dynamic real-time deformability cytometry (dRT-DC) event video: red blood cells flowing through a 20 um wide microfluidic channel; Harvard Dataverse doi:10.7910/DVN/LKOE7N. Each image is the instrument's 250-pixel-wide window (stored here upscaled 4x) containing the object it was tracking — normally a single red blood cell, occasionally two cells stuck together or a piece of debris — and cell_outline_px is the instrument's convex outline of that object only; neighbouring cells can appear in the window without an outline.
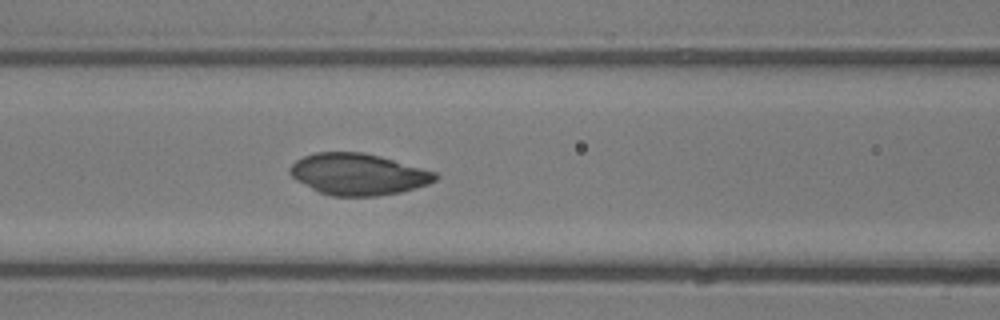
{"species": "common noctule bat (a hibernating species)", "species_latin": "Nyctalus noctula", "temperature_condition": "room temperature", "stored_images_in_passage": 39, "camera_frame_rate_fps": 3000, "um_per_image_px": 0.085, "animal": {"sex": "male", "body_mass_g": 13.3}, "frame": {"image": 1, "passage_image": 11, "time_ms": 3.333, "image_size_px": [1000, 320], "cell_outline_px": [[440, 176], [436, 180], [428, 184], [400, 192], [376, 196], [332, 196], [320, 192], [296, 180], [288, 172], [288, 168], [296, 160], [304, 156], [316, 152], [364, 152], [380, 156], [436, 172]], "centroid_in_image_um": [30.44, 14.8], "position_along_channel_um": 136.2, "area_um2": 35.03}}
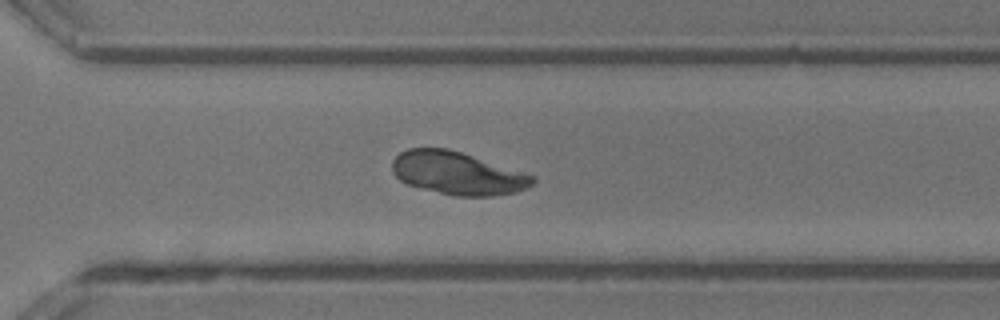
{"frame": {"image": 2, "passage_image": 25, "time_ms": 8.0, "image_size_px": [1000, 320], "cell_outline_px": [[536, 184], [528, 188], [516, 192], [492, 196], [452, 196], [408, 184], [400, 180], [392, 172], [392, 160], [400, 152], [408, 148], [448, 148], [536, 176]], "centroid_in_image_um": [38.91, 14.73], "position_along_channel_um": 331.7, "area_um2": 35.14}}
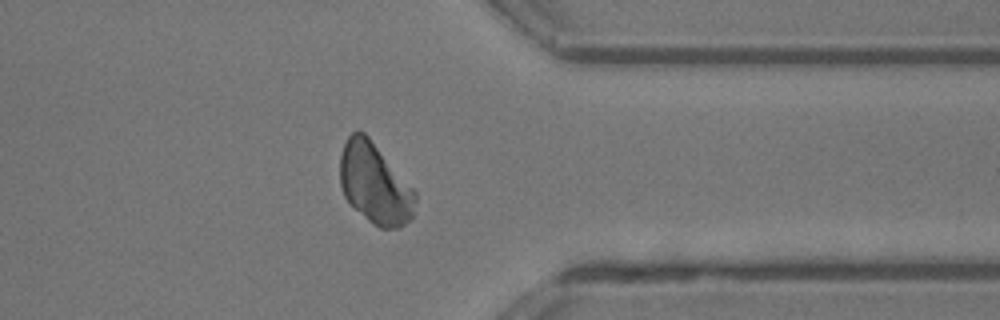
{"frame": {"image": 3, "passage_image": 29, "time_ms": 9.333, "image_size_px": [1000, 320], "cell_outline_px": [[416, 200], [412, 220], [400, 228], [380, 228], [372, 224], [344, 196], [340, 184], [340, 156], [344, 144], [348, 136], [352, 132], [364, 132], [368, 136], [416, 192]], "centroid_in_image_um": [31.87, 15.63], "position_along_channel_um": 379.5, "area_um2": 35.03}}